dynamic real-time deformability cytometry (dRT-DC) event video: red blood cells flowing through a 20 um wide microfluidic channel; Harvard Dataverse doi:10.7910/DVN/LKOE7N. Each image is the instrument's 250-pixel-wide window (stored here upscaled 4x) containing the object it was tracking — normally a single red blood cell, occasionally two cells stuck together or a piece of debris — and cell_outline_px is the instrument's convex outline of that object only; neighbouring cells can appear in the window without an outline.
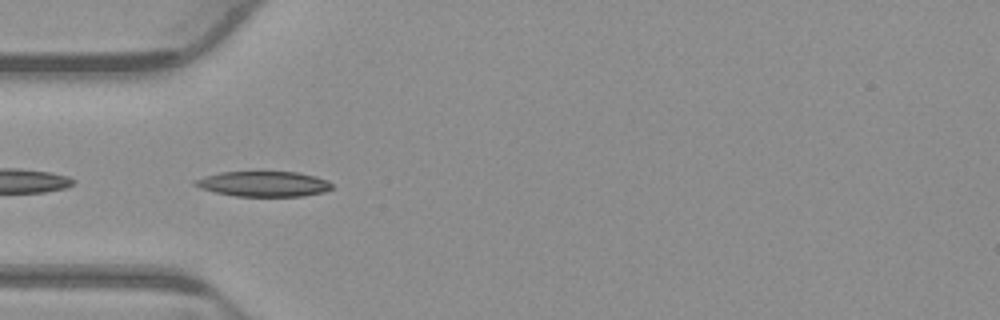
{"species": "common noctule bat (a hibernating species)", "species_latin": "Nyctalus noctula", "temperature_condition": "warm", "stored_images_in_passage": 28, "camera_frame_rate_fps": 3000, "um_per_image_px": 0.085, "animal": {"sex": "male", "body_mass_g": 23.1, "forearm_length_mm": 52.7}, "frame": {"image": 1, "passage_image": 17, "time_ms": 5.333, "image_size_px": [1000, 320], "cell_outline_px": [[332, 188], [324, 192], [304, 196], [236, 196], [216, 192], [200, 188], [192, 184], [192, 180], [220, 172], [296, 172], [316, 176], [328, 180], [332, 184]], "centroid_in_image_um": [22.41, 15.63], "position_along_channel_um": 62.6, "area_um2": 20.17}}
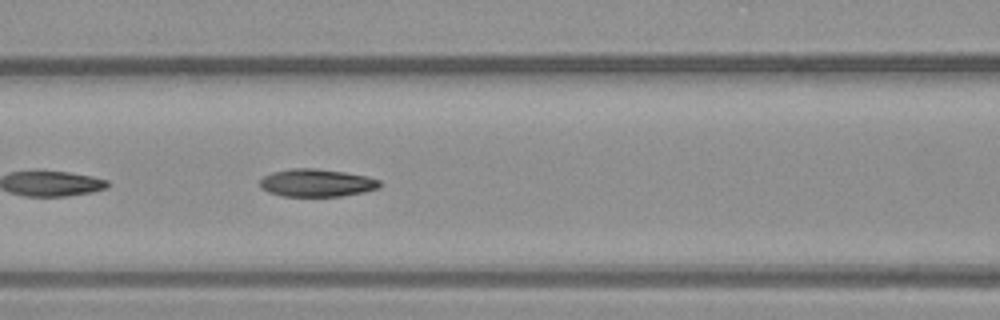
{"frame": {"image": 2, "passage_image": 23, "time_ms": 7.333, "image_size_px": [1000, 320], "cell_outline_px": [[380, 188], [364, 192], [340, 196], [284, 196], [268, 192], [260, 188], [260, 180], [264, 176], [272, 172], [292, 168], [316, 168], [344, 172], [368, 176], [380, 180]], "centroid_in_image_um": [26.92, 15.54], "position_along_channel_um": 139.7, "area_um2": 19.42}}